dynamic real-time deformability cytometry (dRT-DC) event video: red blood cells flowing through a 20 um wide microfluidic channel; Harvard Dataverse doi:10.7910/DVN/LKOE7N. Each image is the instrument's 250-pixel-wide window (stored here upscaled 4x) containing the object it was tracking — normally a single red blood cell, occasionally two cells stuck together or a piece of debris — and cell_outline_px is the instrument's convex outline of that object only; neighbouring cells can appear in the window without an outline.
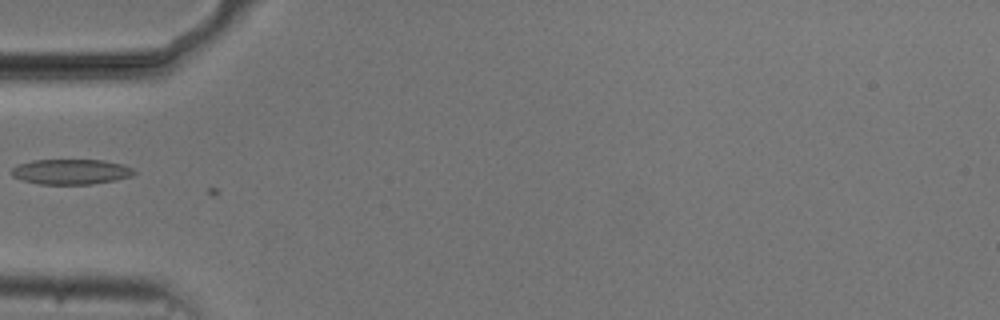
{"species": "common noctule bat (a hibernating species)", "species_latin": "Nyctalus noctula", "temperature_condition": "cold", "stored_images_in_passage": 11, "camera_frame_rate_fps": 3000, "um_per_image_px": 0.085, "animal": {"sex": "male", "body_mass_g": 20.5, "forearm_length_mm": 52.5}, "frame": {"image": 1, "passage_image": 10, "time_ms": 3.0, "image_size_px": [1000, 320], "cell_outline_px": [[136, 172], [132, 176], [116, 180], [92, 184], [40, 184], [24, 180], [12, 176], [12, 168], [20, 164], [32, 160], [104, 160], [124, 164], [132, 168]], "centroid_in_image_um": [6.08, 14.59], "position_along_channel_um": 78.9, "area_um2": 17.98}}